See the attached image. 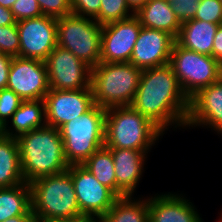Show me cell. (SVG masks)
<instances>
[{
  "label": "cell",
  "instance_id": "21",
  "mask_svg": "<svg viewBox=\"0 0 222 222\" xmlns=\"http://www.w3.org/2000/svg\"><path fill=\"white\" fill-rule=\"evenodd\" d=\"M142 27L163 30L178 37L181 23L167 0H148L135 14Z\"/></svg>",
  "mask_w": 222,
  "mask_h": 222
},
{
  "label": "cell",
  "instance_id": "30",
  "mask_svg": "<svg viewBox=\"0 0 222 222\" xmlns=\"http://www.w3.org/2000/svg\"><path fill=\"white\" fill-rule=\"evenodd\" d=\"M11 12L17 22L43 15L37 0H16L11 7Z\"/></svg>",
  "mask_w": 222,
  "mask_h": 222
},
{
  "label": "cell",
  "instance_id": "25",
  "mask_svg": "<svg viewBox=\"0 0 222 222\" xmlns=\"http://www.w3.org/2000/svg\"><path fill=\"white\" fill-rule=\"evenodd\" d=\"M103 185L116 194V177L114 160L111 151L106 146L96 150L83 164Z\"/></svg>",
  "mask_w": 222,
  "mask_h": 222
},
{
  "label": "cell",
  "instance_id": "42",
  "mask_svg": "<svg viewBox=\"0 0 222 222\" xmlns=\"http://www.w3.org/2000/svg\"><path fill=\"white\" fill-rule=\"evenodd\" d=\"M2 134V127L0 126V135Z\"/></svg>",
  "mask_w": 222,
  "mask_h": 222
},
{
  "label": "cell",
  "instance_id": "28",
  "mask_svg": "<svg viewBox=\"0 0 222 222\" xmlns=\"http://www.w3.org/2000/svg\"><path fill=\"white\" fill-rule=\"evenodd\" d=\"M23 100L10 89L0 90V126L3 128L11 119Z\"/></svg>",
  "mask_w": 222,
  "mask_h": 222
},
{
  "label": "cell",
  "instance_id": "31",
  "mask_svg": "<svg viewBox=\"0 0 222 222\" xmlns=\"http://www.w3.org/2000/svg\"><path fill=\"white\" fill-rule=\"evenodd\" d=\"M42 14L53 18H61L72 13L70 0H37Z\"/></svg>",
  "mask_w": 222,
  "mask_h": 222
},
{
  "label": "cell",
  "instance_id": "10",
  "mask_svg": "<svg viewBox=\"0 0 222 222\" xmlns=\"http://www.w3.org/2000/svg\"><path fill=\"white\" fill-rule=\"evenodd\" d=\"M49 88L56 90H79L91 88L92 68L58 45L45 60Z\"/></svg>",
  "mask_w": 222,
  "mask_h": 222
},
{
  "label": "cell",
  "instance_id": "5",
  "mask_svg": "<svg viewBox=\"0 0 222 222\" xmlns=\"http://www.w3.org/2000/svg\"><path fill=\"white\" fill-rule=\"evenodd\" d=\"M141 73L142 70L130 62H100L91 73L94 104L105 109L131 106Z\"/></svg>",
  "mask_w": 222,
  "mask_h": 222
},
{
  "label": "cell",
  "instance_id": "16",
  "mask_svg": "<svg viewBox=\"0 0 222 222\" xmlns=\"http://www.w3.org/2000/svg\"><path fill=\"white\" fill-rule=\"evenodd\" d=\"M175 41L166 31L141 27L130 63L141 70L168 64Z\"/></svg>",
  "mask_w": 222,
  "mask_h": 222
},
{
  "label": "cell",
  "instance_id": "17",
  "mask_svg": "<svg viewBox=\"0 0 222 222\" xmlns=\"http://www.w3.org/2000/svg\"><path fill=\"white\" fill-rule=\"evenodd\" d=\"M148 211L149 222H204L194 203L178 192L149 195Z\"/></svg>",
  "mask_w": 222,
  "mask_h": 222
},
{
  "label": "cell",
  "instance_id": "36",
  "mask_svg": "<svg viewBox=\"0 0 222 222\" xmlns=\"http://www.w3.org/2000/svg\"><path fill=\"white\" fill-rule=\"evenodd\" d=\"M16 23L17 21L11 9L0 6V26H8Z\"/></svg>",
  "mask_w": 222,
  "mask_h": 222
},
{
  "label": "cell",
  "instance_id": "32",
  "mask_svg": "<svg viewBox=\"0 0 222 222\" xmlns=\"http://www.w3.org/2000/svg\"><path fill=\"white\" fill-rule=\"evenodd\" d=\"M180 23L194 19L200 0H167Z\"/></svg>",
  "mask_w": 222,
  "mask_h": 222
},
{
  "label": "cell",
  "instance_id": "40",
  "mask_svg": "<svg viewBox=\"0 0 222 222\" xmlns=\"http://www.w3.org/2000/svg\"><path fill=\"white\" fill-rule=\"evenodd\" d=\"M16 0H0V6L11 9Z\"/></svg>",
  "mask_w": 222,
  "mask_h": 222
},
{
  "label": "cell",
  "instance_id": "18",
  "mask_svg": "<svg viewBox=\"0 0 222 222\" xmlns=\"http://www.w3.org/2000/svg\"><path fill=\"white\" fill-rule=\"evenodd\" d=\"M114 160L116 195L135 196L149 156L146 152L127 148H109ZM135 192V193H134Z\"/></svg>",
  "mask_w": 222,
  "mask_h": 222
},
{
  "label": "cell",
  "instance_id": "14",
  "mask_svg": "<svg viewBox=\"0 0 222 222\" xmlns=\"http://www.w3.org/2000/svg\"><path fill=\"white\" fill-rule=\"evenodd\" d=\"M141 27L140 21L135 15L103 25L100 62H130Z\"/></svg>",
  "mask_w": 222,
  "mask_h": 222
},
{
  "label": "cell",
  "instance_id": "8",
  "mask_svg": "<svg viewBox=\"0 0 222 222\" xmlns=\"http://www.w3.org/2000/svg\"><path fill=\"white\" fill-rule=\"evenodd\" d=\"M170 64L188 99L222 77V65L216 59L185 49L176 41L172 47Z\"/></svg>",
  "mask_w": 222,
  "mask_h": 222
},
{
  "label": "cell",
  "instance_id": "39",
  "mask_svg": "<svg viewBox=\"0 0 222 222\" xmlns=\"http://www.w3.org/2000/svg\"><path fill=\"white\" fill-rule=\"evenodd\" d=\"M36 222H90L86 219H45L35 220Z\"/></svg>",
  "mask_w": 222,
  "mask_h": 222
},
{
  "label": "cell",
  "instance_id": "9",
  "mask_svg": "<svg viewBox=\"0 0 222 222\" xmlns=\"http://www.w3.org/2000/svg\"><path fill=\"white\" fill-rule=\"evenodd\" d=\"M71 178L82 216L90 222H98L118 196L83 165H71Z\"/></svg>",
  "mask_w": 222,
  "mask_h": 222
},
{
  "label": "cell",
  "instance_id": "3",
  "mask_svg": "<svg viewBox=\"0 0 222 222\" xmlns=\"http://www.w3.org/2000/svg\"><path fill=\"white\" fill-rule=\"evenodd\" d=\"M164 133L132 106L106 109L104 146L150 153ZM161 136V137H160Z\"/></svg>",
  "mask_w": 222,
  "mask_h": 222
},
{
  "label": "cell",
  "instance_id": "29",
  "mask_svg": "<svg viewBox=\"0 0 222 222\" xmlns=\"http://www.w3.org/2000/svg\"><path fill=\"white\" fill-rule=\"evenodd\" d=\"M194 19L222 24V2L220 0H200Z\"/></svg>",
  "mask_w": 222,
  "mask_h": 222
},
{
  "label": "cell",
  "instance_id": "15",
  "mask_svg": "<svg viewBox=\"0 0 222 222\" xmlns=\"http://www.w3.org/2000/svg\"><path fill=\"white\" fill-rule=\"evenodd\" d=\"M197 126L210 128L215 134L222 132V77L189 99L185 129Z\"/></svg>",
  "mask_w": 222,
  "mask_h": 222
},
{
  "label": "cell",
  "instance_id": "24",
  "mask_svg": "<svg viewBox=\"0 0 222 222\" xmlns=\"http://www.w3.org/2000/svg\"><path fill=\"white\" fill-rule=\"evenodd\" d=\"M19 215L32 213L31 188L29 183L0 188V222Z\"/></svg>",
  "mask_w": 222,
  "mask_h": 222
},
{
  "label": "cell",
  "instance_id": "11",
  "mask_svg": "<svg viewBox=\"0 0 222 222\" xmlns=\"http://www.w3.org/2000/svg\"><path fill=\"white\" fill-rule=\"evenodd\" d=\"M6 88L23 101L44 100L50 90L45 61L12 57Z\"/></svg>",
  "mask_w": 222,
  "mask_h": 222
},
{
  "label": "cell",
  "instance_id": "23",
  "mask_svg": "<svg viewBox=\"0 0 222 222\" xmlns=\"http://www.w3.org/2000/svg\"><path fill=\"white\" fill-rule=\"evenodd\" d=\"M118 197L98 222H149L147 197Z\"/></svg>",
  "mask_w": 222,
  "mask_h": 222
},
{
  "label": "cell",
  "instance_id": "38",
  "mask_svg": "<svg viewBox=\"0 0 222 222\" xmlns=\"http://www.w3.org/2000/svg\"><path fill=\"white\" fill-rule=\"evenodd\" d=\"M4 222H36L34 215H19L8 218Z\"/></svg>",
  "mask_w": 222,
  "mask_h": 222
},
{
  "label": "cell",
  "instance_id": "27",
  "mask_svg": "<svg viewBox=\"0 0 222 222\" xmlns=\"http://www.w3.org/2000/svg\"><path fill=\"white\" fill-rule=\"evenodd\" d=\"M20 38L17 24L0 26V52L19 57Z\"/></svg>",
  "mask_w": 222,
  "mask_h": 222
},
{
  "label": "cell",
  "instance_id": "2",
  "mask_svg": "<svg viewBox=\"0 0 222 222\" xmlns=\"http://www.w3.org/2000/svg\"><path fill=\"white\" fill-rule=\"evenodd\" d=\"M20 165L26 183L69 168L59 129L44 125L17 138Z\"/></svg>",
  "mask_w": 222,
  "mask_h": 222
},
{
  "label": "cell",
  "instance_id": "20",
  "mask_svg": "<svg viewBox=\"0 0 222 222\" xmlns=\"http://www.w3.org/2000/svg\"><path fill=\"white\" fill-rule=\"evenodd\" d=\"M44 125H46L45 101H23L8 123L2 128V134L18 138L20 135Z\"/></svg>",
  "mask_w": 222,
  "mask_h": 222
},
{
  "label": "cell",
  "instance_id": "33",
  "mask_svg": "<svg viewBox=\"0 0 222 222\" xmlns=\"http://www.w3.org/2000/svg\"><path fill=\"white\" fill-rule=\"evenodd\" d=\"M72 13L94 19L100 11L101 0H70Z\"/></svg>",
  "mask_w": 222,
  "mask_h": 222
},
{
  "label": "cell",
  "instance_id": "12",
  "mask_svg": "<svg viewBox=\"0 0 222 222\" xmlns=\"http://www.w3.org/2000/svg\"><path fill=\"white\" fill-rule=\"evenodd\" d=\"M19 57L45 61L57 46V19L42 15L18 21Z\"/></svg>",
  "mask_w": 222,
  "mask_h": 222
},
{
  "label": "cell",
  "instance_id": "26",
  "mask_svg": "<svg viewBox=\"0 0 222 222\" xmlns=\"http://www.w3.org/2000/svg\"><path fill=\"white\" fill-rule=\"evenodd\" d=\"M135 15L129 8L126 0H101L99 14L94 20L99 25L124 20Z\"/></svg>",
  "mask_w": 222,
  "mask_h": 222
},
{
  "label": "cell",
  "instance_id": "4",
  "mask_svg": "<svg viewBox=\"0 0 222 222\" xmlns=\"http://www.w3.org/2000/svg\"><path fill=\"white\" fill-rule=\"evenodd\" d=\"M29 184L35 220L85 219L77 202L71 165L61 173L38 178Z\"/></svg>",
  "mask_w": 222,
  "mask_h": 222
},
{
  "label": "cell",
  "instance_id": "7",
  "mask_svg": "<svg viewBox=\"0 0 222 222\" xmlns=\"http://www.w3.org/2000/svg\"><path fill=\"white\" fill-rule=\"evenodd\" d=\"M101 33L102 25L89 17L71 13L57 19V45L92 69L100 63Z\"/></svg>",
  "mask_w": 222,
  "mask_h": 222
},
{
  "label": "cell",
  "instance_id": "35",
  "mask_svg": "<svg viewBox=\"0 0 222 222\" xmlns=\"http://www.w3.org/2000/svg\"><path fill=\"white\" fill-rule=\"evenodd\" d=\"M212 57L222 65V25L218 27L214 37Z\"/></svg>",
  "mask_w": 222,
  "mask_h": 222
},
{
  "label": "cell",
  "instance_id": "41",
  "mask_svg": "<svg viewBox=\"0 0 222 222\" xmlns=\"http://www.w3.org/2000/svg\"><path fill=\"white\" fill-rule=\"evenodd\" d=\"M220 218L218 219V222H222V210H220Z\"/></svg>",
  "mask_w": 222,
  "mask_h": 222
},
{
  "label": "cell",
  "instance_id": "6",
  "mask_svg": "<svg viewBox=\"0 0 222 222\" xmlns=\"http://www.w3.org/2000/svg\"><path fill=\"white\" fill-rule=\"evenodd\" d=\"M105 115L106 109L95 104L85 114L59 128L69 165H82L104 146Z\"/></svg>",
  "mask_w": 222,
  "mask_h": 222
},
{
  "label": "cell",
  "instance_id": "37",
  "mask_svg": "<svg viewBox=\"0 0 222 222\" xmlns=\"http://www.w3.org/2000/svg\"><path fill=\"white\" fill-rule=\"evenodd\" d=\"M148 0H126L130 10L136 14Z\"/></svg>",
  "mask_w": 222,
  "mask_h": 222
},
{
  "label": "cell",
  "instance_id": "1",
  "mask_svg": "<svg viewBox=\"0 0 222 222\" xmlns=\"http://www.w3.org/2000/svg\"><path fill=\"white\" fill-rule=\"evenodd\" d=\"M131 106L164 134L185 129L189 99L183 93L170 63L142 70Z\"/></svg>",
  "mask_w": 222,
  "mask_h": 222
},
{
  "label": "cell",
  "instance_id": "13",
  "mask_svg": "<svg viewBox=\"0 0 222 222\" xmlns=\"http://www.w3.org/2000/svg\"><path fill=\"white\" fill-rule=\"evenodd\" d=\"M46 125H62L88 112L95 104L91 88L79 90L50 89L45 98Z\"/></svg>",
  "mask_w": 222,
  "mask_h": 222
},
{
  "label": "cell",
  "instance_id": "34",
  "mask_svg": "<svg viewBox=\"0 0 222 222\" xmlns=\"http://www.w3.org/2000/svg\"><path fill=\"white\" fill-rule=\"evenodd\" d=\"M11 61L12 56L0 52V90L7 87Z\"/></svg>",
  "mask_w": 222,
  "mask_h": 222
},
{
  "label": "cell",
  "instance_id": "19",
  "mask_svg": "<svg viewBox=\"0 0 222 222\" xmlns=\"http://www.w3.org/2000/svg\"><path fill=\"white\" fill-rule=\"evenodd\" d=\"M220 25L197 19L186 21L181 24L176 42L185 49L212 56L214 37Z\"/></svg>",
  "mask_w": 222,
  "mask_h": 222
},
{
  "label": "cell",
  "instance_id": "22",
  "mask_svg": "<svg viewBox=\"0 0 222 222\" xmlns=\"http://www.w3.org/2000/svg\"><path fill=\"white\" fill-rule=\"evenodd\" d=\"M17 138L0 135V188L24 183Z\"/></svg>",
  "mask_w": 222,
  "mask_h": 222
}]
</instances>
